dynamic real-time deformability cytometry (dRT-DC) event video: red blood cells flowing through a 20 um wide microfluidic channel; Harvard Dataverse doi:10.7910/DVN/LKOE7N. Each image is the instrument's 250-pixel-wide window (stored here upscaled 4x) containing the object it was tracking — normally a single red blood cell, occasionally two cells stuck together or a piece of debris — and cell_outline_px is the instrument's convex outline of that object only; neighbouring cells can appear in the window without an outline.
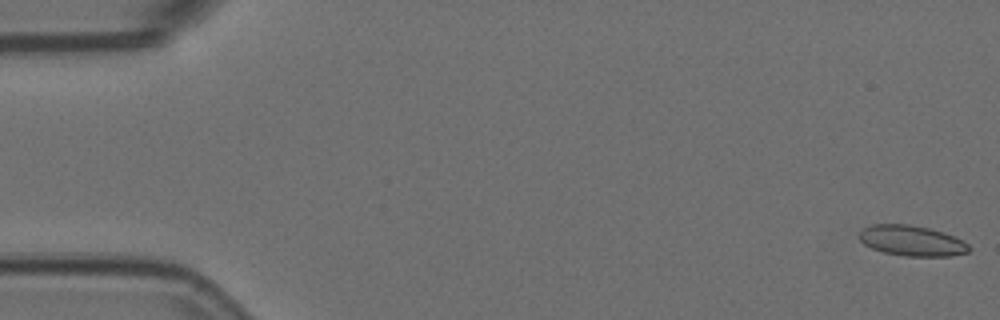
{"species": "Egyptian fruit bat (a non-hibernating species)", "species_latin": "Rousettus aegyptiacus", "temperature_condition": "room temperature", "stored_images_in_passage": 5, "camera_frame_rate_fps": 3000, "um_per_image_px": 0.085, "animal": {"sex": "female"}, "frame": {"image": 1, "passage_image": 1, "time_ms": 0.0, "image_size_px": [1000, 320], "cell_outline_px": [[972, 248], [968, 252], [952, 256], [904, 256], [884, 252], [872, 248], [864, 244], [860, 240], [860, 228], [872, 224], [908, 224], [928, 228], [944, 232], [964, 240]], "centroid_in_image_um": [77.52, 20.46], "position_along_channel_um": 7.5, "area_um2": 19.65}}